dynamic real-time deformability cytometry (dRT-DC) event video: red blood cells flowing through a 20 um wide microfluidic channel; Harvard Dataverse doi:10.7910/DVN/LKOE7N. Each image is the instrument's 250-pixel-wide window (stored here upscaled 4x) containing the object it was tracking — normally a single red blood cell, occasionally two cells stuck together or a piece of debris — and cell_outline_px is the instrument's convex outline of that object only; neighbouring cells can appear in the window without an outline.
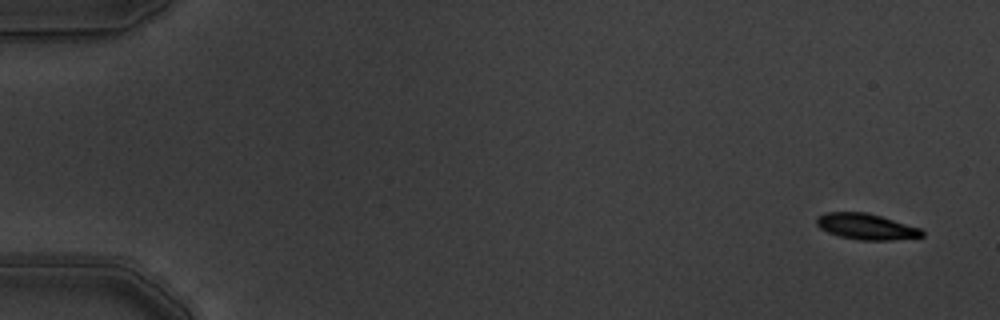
{"species": "common noctule bat (a hibernating species)", "species_latin": "Nyctalus noctula", "temperature_condition": "warm", "stored_images_in_passage": 7, "camera_frame_rate_fps": 3000, "um_per_image_px": 0.085, "animal": {"sex": "male", "body_mass_g": 19.5, "forearm_length_mm": 54.6}, "frame": {"image": 1, "passage_image": 1, "time_ms": 0.0, "image_size_px": [1000, 320], "cell_outline_px": [[924, 236], [892, 240], [860, 240], [840, 236], [828, 232], [820, 228], [816, 224], [816, 216], [824, 212], [864, 212], [880, 216], [920, 228], [924, 232]], "centroid_in_image_um": [73.59, 19.25], "position_along_channel_um": 11.4, "area_um2": 15.84}}
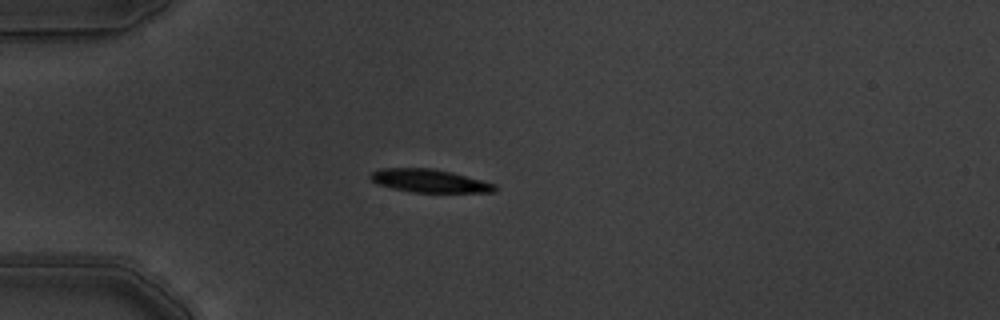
{"frame": {"image": 2, "passage_image": 5, "time_ms": 1.333, "image_size_px": [1000, 320], "cell_outline_px": [[496, 192], [412, 192], [392, 188], [380, 184], [372, 180], [368, 176], [372, 172], [380, 168], [432, 168], [452, 172], [496, 184]], "centroid_in_image_um": [36.5, 15.36], "position_along_channel_um": 48.5, "area_um2": 16.65}}
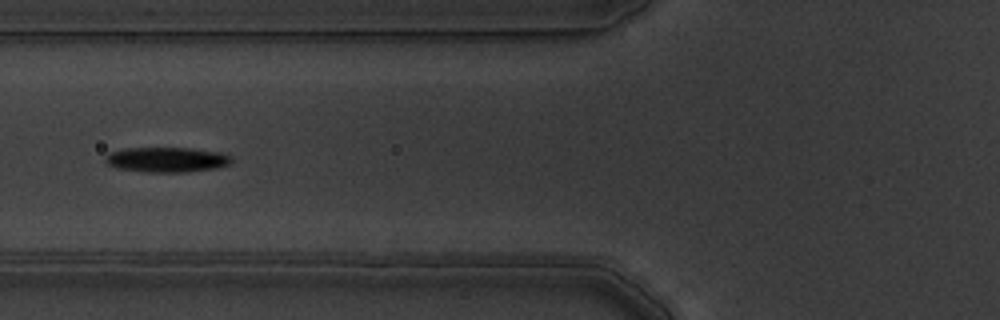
{"frame": {"image": 3, "passage_image": 7, "time_ms": 2.0, "image_size_px": [1000, 320], "cell_outline_px": [[232, 164], [216, 168], [184, 172], [148, 172], [116, 168], [108, 164], [104, 160], [108, 152], [124, 148], [192, 148], [220, 152], [232, 156]], "centroid_in_image_um": [14.18, 13.56], "position_along_channel_um": 111.6, "area_um2": 18.55}}